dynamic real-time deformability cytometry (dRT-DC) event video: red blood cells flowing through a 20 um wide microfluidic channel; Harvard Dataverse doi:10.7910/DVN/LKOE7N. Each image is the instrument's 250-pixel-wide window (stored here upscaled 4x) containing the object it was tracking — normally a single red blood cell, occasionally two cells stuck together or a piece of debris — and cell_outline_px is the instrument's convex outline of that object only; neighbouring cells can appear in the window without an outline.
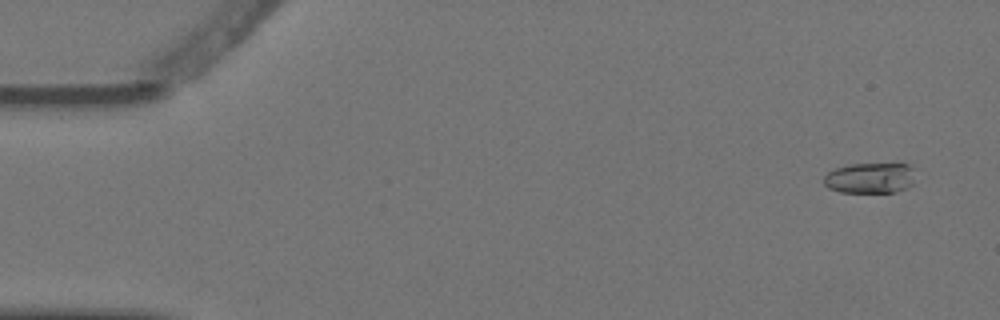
{"species": "Egyptian fruit bat (a non-hibernating species)", "species_latin": "Rousettus aegyptiacus", "temperature_condition": "warm", "stored_images_in_passage": 2, "camera_frame_rate_fps": 3000, "um_per_image_px": 0.085, "animal": {"sex": "female"}, "frame": {"image": 1, "passage_image": 1, "time_ms": 0.0, "image_size_px": [1000, 320], "cell_outline_px": [[912, 184], [896, 192], [840, 192], [828, 188], [824, 184], [824, 176], [828, 172], [836, 168], [848, 164], [908, 164], [912, 168]], "centroid_in_image_um": [73.9, 15.13], "position_along_channel_um": 11.1, "area_um2": 16.13}}